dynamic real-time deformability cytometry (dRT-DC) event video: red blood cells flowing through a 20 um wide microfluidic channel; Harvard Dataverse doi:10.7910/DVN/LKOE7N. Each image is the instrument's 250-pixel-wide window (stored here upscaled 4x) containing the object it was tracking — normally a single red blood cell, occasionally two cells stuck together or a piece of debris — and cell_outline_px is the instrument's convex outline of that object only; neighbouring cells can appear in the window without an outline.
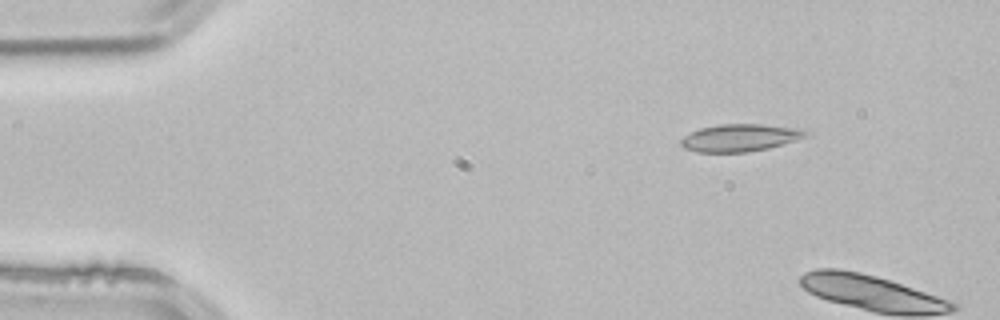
{"species": "common noctule bat (a hibernating species)", "species_latin": "Nyctalus noctula", "temperature_condition": "room temperature", "stored_images_in_passage": 4, "camera_frame_rate_fps": 3000, "um_per_image_px": 0.085, "animal": {"sex": "male", "body_mass_g": 21.5, "forearm_length_mm": 52.0}, "frame": {"image": 1, "passage_image": 1, "time_ms": 0.0, "image_size_px": [1000, 320], "cell_outline_px": [[808, 132], [804, 136], [796, 140], [768, 148], [748, 152], [696, 152], [684, 148], [680, 144], [680, 140], [684, 136], [700, 128], [720, 124], [760, 124], [804, 128]], "centroid_in_image_um": [62.89, 11.7], "position_along_channel_um": 22.1, "area_um2": 19.88}}